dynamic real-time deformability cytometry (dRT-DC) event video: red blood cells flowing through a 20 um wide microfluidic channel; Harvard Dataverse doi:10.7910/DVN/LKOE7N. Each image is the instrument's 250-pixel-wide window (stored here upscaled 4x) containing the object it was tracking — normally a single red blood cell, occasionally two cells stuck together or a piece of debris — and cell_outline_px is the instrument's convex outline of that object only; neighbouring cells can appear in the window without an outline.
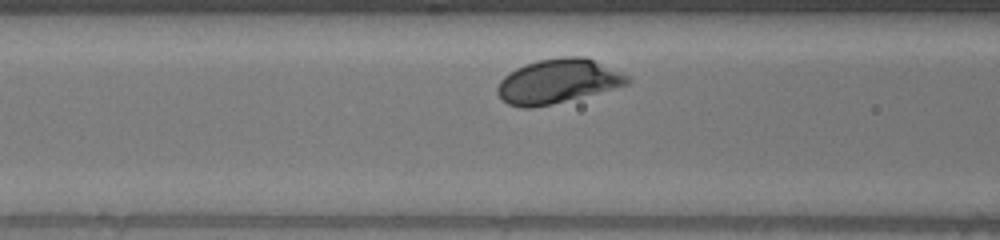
{"species": "human", "species_latin": "Homo sapiens", "temperature_condition": "warm", "stored_images_in_passage": 29, "camera_frame_rate_fps": 3000, "um_per_image_px": 0.085, "donor": {"sex": "male"}, "frame": {"image": 1, "passage_image": 7, "time_ms": 2.0, "image_size_px": [1000, 240], "cell_outline_px": [[632, 80], [628, 84], [552, 104], [532, 108], [520, 108], [508, 104], [496, 92], [496, 88], [500, 80], [508, 72], [524, 64], [540, 60], [564, 56], [584, 56], [628, 76]], "centroid_in_image_um": [47.35, 6.91], "position_along_channel_um": 119.2, "area_um2": 33.12}}
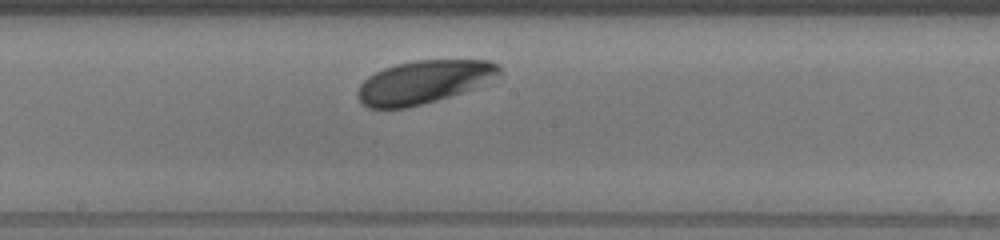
{"frame": {"image": 2, "passage_image": 15, "time_ms": 4.667, "image_size_px": [1000, 240], "cell_outline_px": [[504, 72], [476, 88], [464, 92], [424, 104], [408, 108], [368, 108], [360, 104], [356, 96], [356, 92], [360, 84], [368, 76], [384, 68], [396, 64], [416, 60], [492, 60], [500, 64]], "centroid_in_image_um": [36.03, 6.97], "position_along_channel_um": 212.2, "area_um2": 36.13}}
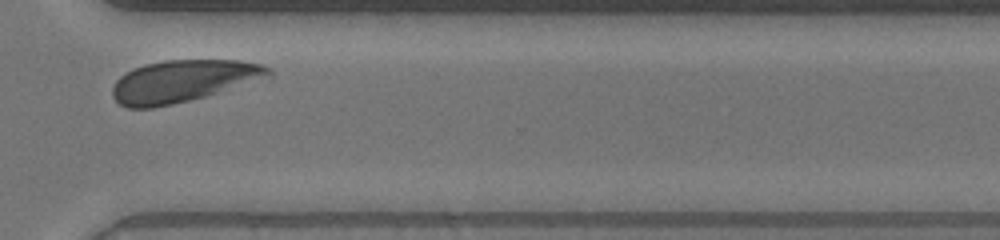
{"frame": {"image": 3, "passage_image": 27, "time_ms": 8.667, "image_size_px": [1000, 240], "cell_outline_px": [[272, 76], [204, 96], [172, 104], [152, 108], [128, 108], [120, 104], [112, 96], [112, 88], [116, 80], [120, 76], [132, 68], [144, 64], [164, 60], [240, 60], [260, 64], [272, 68]], "centroid_in_image_um": [15.53, 6.88], "position_along_channel_um": 355.1, "area_um2": 38.09}}